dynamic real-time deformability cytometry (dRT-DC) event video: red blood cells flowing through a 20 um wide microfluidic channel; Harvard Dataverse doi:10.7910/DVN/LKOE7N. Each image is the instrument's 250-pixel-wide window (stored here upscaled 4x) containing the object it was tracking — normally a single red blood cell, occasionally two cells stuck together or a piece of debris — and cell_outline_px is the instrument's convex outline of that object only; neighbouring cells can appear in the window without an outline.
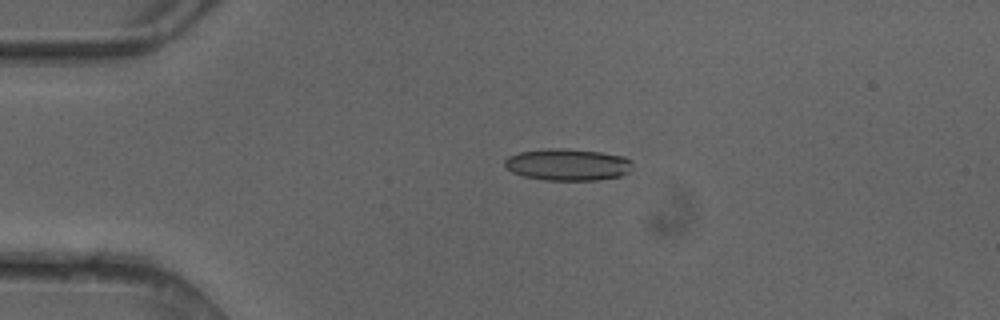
{"species": "common noctule bat (a hibernating species)", "species_latin": "Nyctalus noctula", "temperature_condition": "cold", "stored_images_in_passage": 4, "camera_frame_rate_fps": 3000, "um_per_image_px": 0.085, "animal": {"sex": "female"}, "frame": {"image": 1, "passage_image": 3, "time_ms": 0.667, "image_size_px": [1000, 320], "cell_outline_px": [[632, 168], [628, 172], [620, 176], [596, 180], [544, 180], [524, 176], [512, 172], [504, 164], [504, 160], [508, 156], [520, 152], [556, 148], [564, 148], [600, 152], [624, 156], [632, 160]], "centroid_in_image_um": [48.28, 13.99], "position_along_channel_um": 36.7, "area_um2": 23.64}}